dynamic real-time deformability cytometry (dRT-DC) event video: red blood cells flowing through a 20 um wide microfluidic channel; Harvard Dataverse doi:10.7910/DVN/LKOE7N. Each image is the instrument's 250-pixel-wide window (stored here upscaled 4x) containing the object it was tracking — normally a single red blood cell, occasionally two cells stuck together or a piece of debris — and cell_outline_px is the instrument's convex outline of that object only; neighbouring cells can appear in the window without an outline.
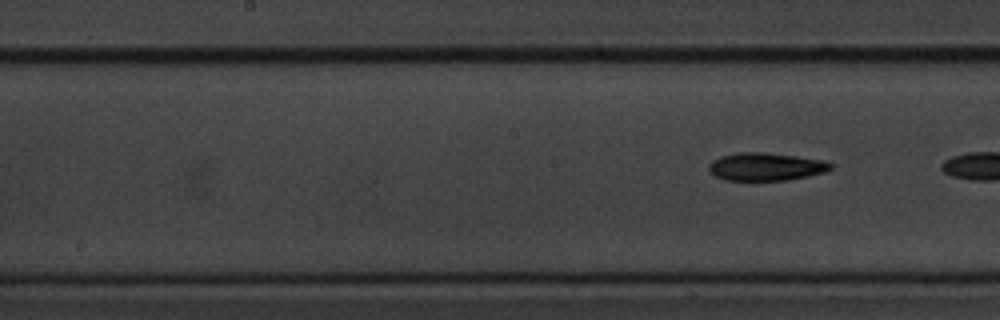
{"species": "common noctule bat (a hibernating species)", "species_latin": "Nyctalus noctula", "temperature_condition": "cold", "stored_images_in_passage": 8, "segment_of_instrument_passage": [2, 2], "camera_frame_rate_fps": 3000, "um_per_image_px": 0.085, "animal": {"sex": "male", "body_mass_g": 20.1, "forearm_length_mm": 53.5}, "frame": {"image": 1, "passage_image": 8, "time_ms": 9.0, "image_size_px": [1000, 320], "cell_outline_px": [[832, 168], [824, 172], [808, 176], [788, 180], [724, 180], [716, 176], [708, 168], [708, 164], [712, 160], [720, 156], [740, 152], [764, 152], [824, 160], [832, 164]], "centroid_in_image_um": [65.08, 14.16], "position_along_channel_um": 183.1, "area_um2": 19.71}}